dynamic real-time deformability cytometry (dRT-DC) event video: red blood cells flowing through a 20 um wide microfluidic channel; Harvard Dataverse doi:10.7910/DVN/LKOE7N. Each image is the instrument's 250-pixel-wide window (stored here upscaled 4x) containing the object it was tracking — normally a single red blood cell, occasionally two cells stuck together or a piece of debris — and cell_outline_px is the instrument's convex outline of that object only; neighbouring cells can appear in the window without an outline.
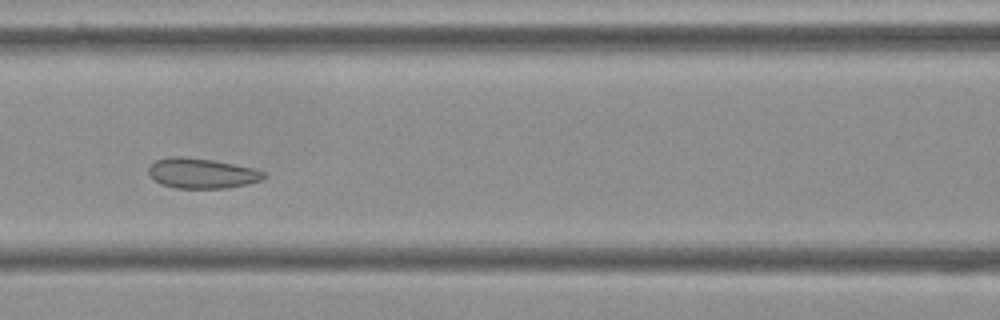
{"species": "Egyptian fruit bat (a non-hibernating species)", "species_latin": "Rousettus aegyptiacus", "temperature_condition": "cold", "stored_images_in_passage": 8, "camera_frame_rate_fps": 3000, "um_per_image_px": 0.085, "frame": {"image": 1, "passage_image": 6, "time_ms": 1.667, "image_size_px": [1000, 320], "cell_outline_px": [[268, 176], [260, 180], [248, 184], [228, 188], [176, 188], [160, 184], [148, 172], [148, 164], [156, 160], [168, 156], [184, 156], [212, 160], [256, 168], [264, 172]], "centroid_in_image_um": [17.15, 14.72], "position_along_channel_um": 149.4, "area_um2": 20.46}}
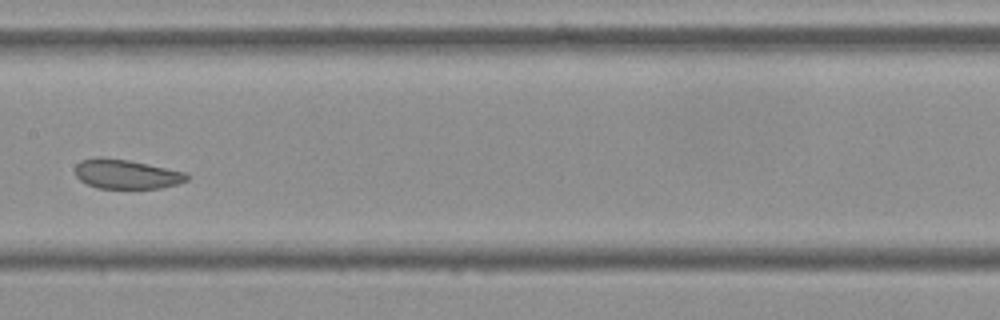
{"frame": {"image": 2, "passage_image": 7, "time_ms": 2.0, "image_size_px": [1000, 320], "cell_outline_px": [[188, 180], [176, 184], [160, 188], [96, 188], [80, 180], [76, 176], [76, 164], [80, 160], [96, 156], [100, 156], [128, 160], [188, 172]], "centroid_in_image_um": [10.73, 14.78], "position_along_channel_um": 196.7, "area_um2": 19.25}}
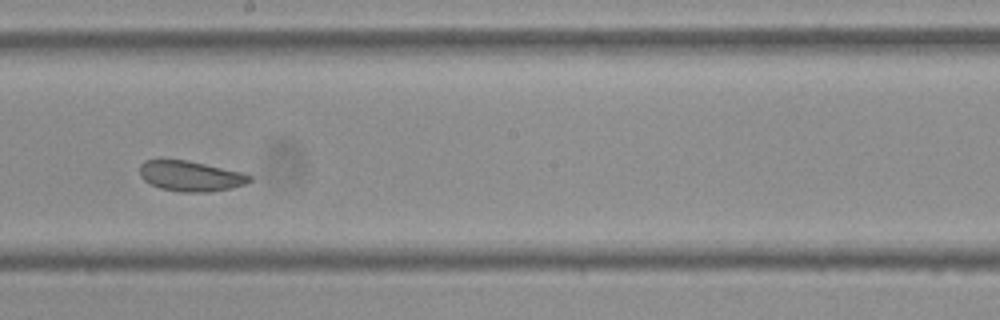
{"frame": {"image": 3, "passage_image": 8, "time_ms": 2.333, "image_size_px": [1000, 320], "cell_outline_px": [[252, 180], [244, 184], [232, 188], [208, 192], [180, 192], [160, 188], [144, 180], [140, 176], [140, 164], [144, 160], [188, 160], [244, 172], [252, 176]], "centroid_in_image_um": [16.22, 14.96], "position_along_channel_um": 232.0, "area_um2": 19.54}}